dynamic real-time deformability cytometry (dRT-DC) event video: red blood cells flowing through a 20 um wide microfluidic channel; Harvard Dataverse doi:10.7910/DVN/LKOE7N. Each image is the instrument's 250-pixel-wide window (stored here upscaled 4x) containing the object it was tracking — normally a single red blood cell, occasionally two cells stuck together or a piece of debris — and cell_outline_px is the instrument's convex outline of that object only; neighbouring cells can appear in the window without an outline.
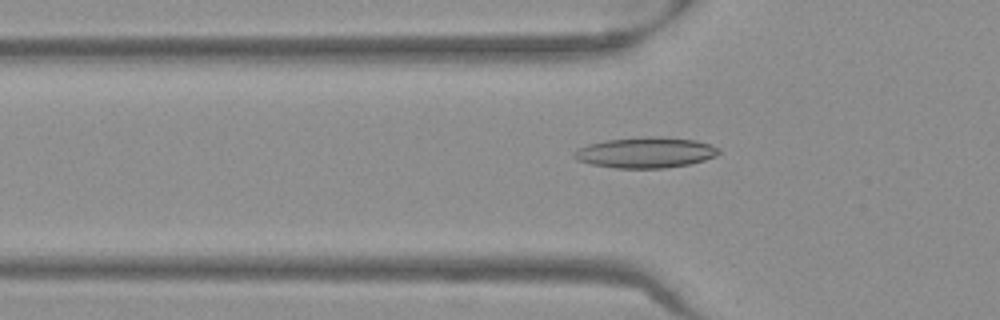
{"species": "Egyptian fruit bat (a non-hibernating species)", "species_latin": "Rousettus aegyptiacus", "temperature_condition": "warm", "stored_images_in_passage": 47, "camera_frame_rate_fps": 3000, "um_per_image_px": 0.085, "frame": {"image": 1, "passage_image": 13, "time_ms": 4.0, "image_size_px": [1000, 320], "cell_outline_px": [[720, 152], [716, 156], [692, 164], [664, 168], [616, 168], [592, 164], [576, 160], [572, 156], [572, 152], [576, 148], [588, 144], [604, 140], [648, 136], [660, 136], [696, 140], [712, 144], [720, 148]], "centroid_in_image_um": [54.88, 12.96], "position_along_channel_um": 70.9, "area_um2": 26.3}}
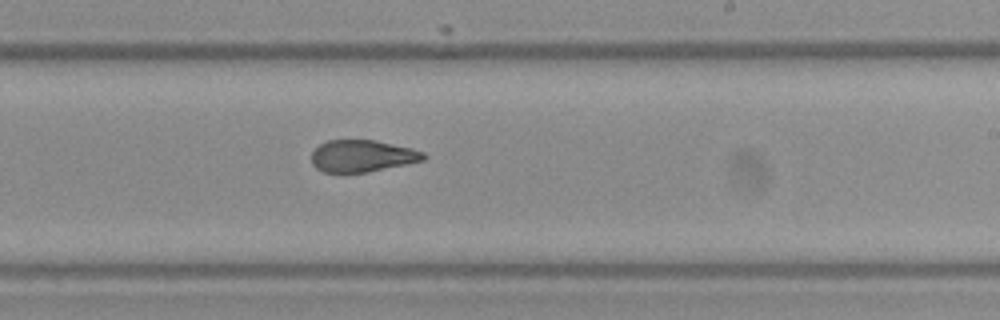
{"frame": {"image": 2, "passage_image": 27, "time_ms": 8.667, "image_size_px": [1000, 320], "cell_outline_px": [[428, 156], [424, 160], [408, 164], [368, 172], [324, 172], [316, 168], [312, 164], [312, 152], [320, 144], [328, 140], [376, 140], [412, 148], [424, 152]], "centroid_in_image_um": [30.82, 13.25], "position_along_channel_um": 258.2, "area_um2": 20.92}}
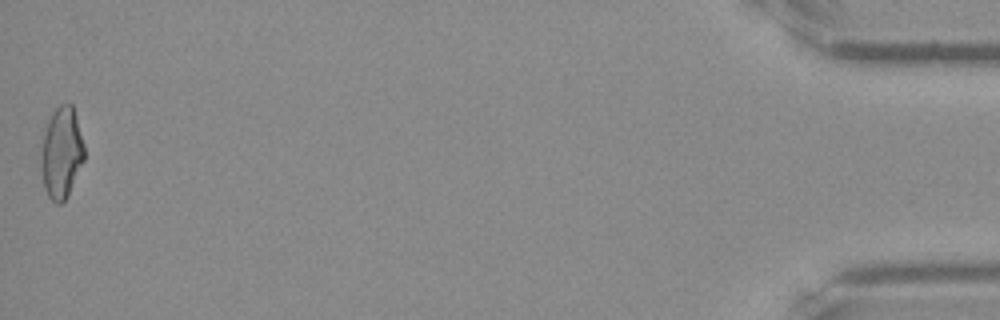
{"frame": {"image": 3, "passage_image": 47, "time_ms": 15.333, "image_size_px": [1000, 320], "cell_outline_px": [[84, 160], [68, 196], [60, 204], [56, 204], [48, 196], [44, 188], [40, 168], [40, 160], [44, 132], [48, 120], [52, 112], [60, 104], [68, 100], [72, 104], [76, 116], [84, 144]], "centroid_in_image_um": [5.22, 12.97], "position_along_channel_um": 430.0, "area_um2": 23.29}, "authors_computed_cell_mechanics": {"area_um2": 22.3108, "velocity_mm_per_s": 3.9944, "shape_relaxation_time_tau1_ms": null, "shape_relaxation_time_tau2_ms": 1.859, "deformation_change_tau1": null, "deformation_change_tau2": 0.0947}}